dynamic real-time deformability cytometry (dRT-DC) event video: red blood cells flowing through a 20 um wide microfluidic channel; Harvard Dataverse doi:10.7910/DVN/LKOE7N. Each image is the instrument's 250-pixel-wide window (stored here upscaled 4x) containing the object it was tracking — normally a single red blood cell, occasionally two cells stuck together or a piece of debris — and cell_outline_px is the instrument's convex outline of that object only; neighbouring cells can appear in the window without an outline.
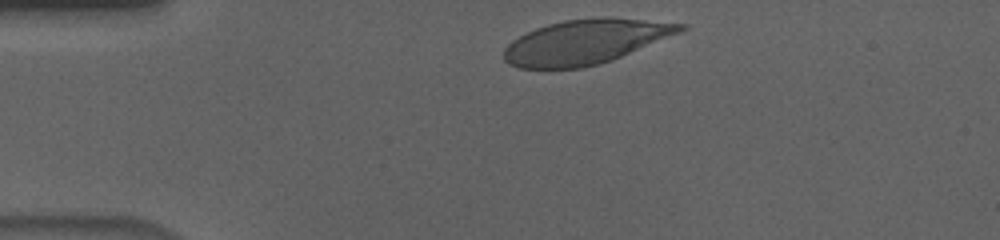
{"species": "human", "species_latin": "Homo sapiens", "temperature_condition": "cold", "stored_images_in_passage": 36, "camera_frame_rate_fps": 3000, "um_per_image_px": 0.085, "donor": {"sex": "male"}, "frame": {"image": 1, "passage_image": 2, "time_ms": 0.333, "image_size_px": [1000, 240], "cell_outline_px": [[688, 28], [680, 32], [612, 60], [600, 64], [584, 68], [520, 68], [508, 64], [504, 60], [504, 48], [512, 40], [536, 28], [548, 24], [564, 20], [600, 16], [608, 16], [688, 24]], "centroid_in_image_um": [49.77, 3.54], "position_along_channel_um": 35.2, "area_um2": 45.89}}
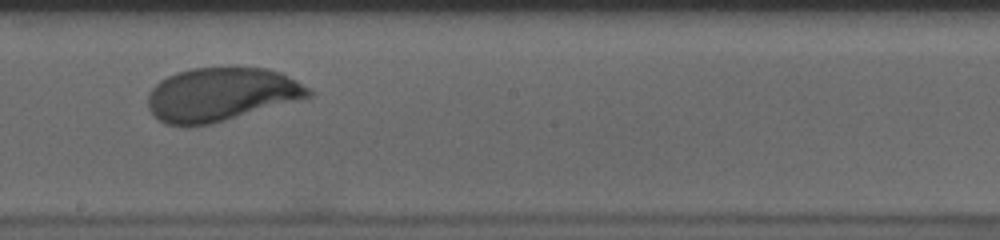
{"frame": {"image": 2, "passage_image": 22, "time_ms": 7.0, "image_size_px": [1000, 240], "cell_outline_px": [[312, 96], [212, 124], [164, 124], [148, 108], [148, 92], [160, 80], [176, 72], [192, 68], [268, 68], [280, 72], [296, 80], [308, 88], [312, 92]], "centroid_in_image_um": [18.78, 8.01], "position_along_channel_um": 229.4, "area_um2": 49.48}}
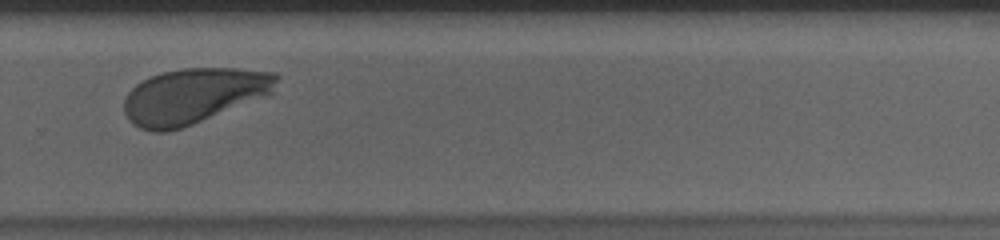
{"frame": {"image": 3, "passage_image": 29, "time_ms": 9.333, "image_size_px": [1000, 240], "cell_outline_px": [[280, 76], [272, 92], [192, 124], [180, 128], [164, 132], [152, 132], [140, 128], [132, 124], [128, 120], [124, 112], [124, 100], [128, 92], [136, 84], [152, 76], [164, 72], [184, 68], [236, 68], [276, 72]], "centroid_in_image_um": [16.41, 8.14], "position_along_channel_um": 313.4, "area_um2": 48.55}, "authors_computed_cell_mechanics": {"area_um2": 49.6791, "velocity_mm_per_s": 3.5957, "shape_relaxation_time_tau1_ms": 3.4745, "shape_relaxation_time_tau2_ms": null, "deformation_change_tau1": 0.1674, "deformation_change_tau2": null}}